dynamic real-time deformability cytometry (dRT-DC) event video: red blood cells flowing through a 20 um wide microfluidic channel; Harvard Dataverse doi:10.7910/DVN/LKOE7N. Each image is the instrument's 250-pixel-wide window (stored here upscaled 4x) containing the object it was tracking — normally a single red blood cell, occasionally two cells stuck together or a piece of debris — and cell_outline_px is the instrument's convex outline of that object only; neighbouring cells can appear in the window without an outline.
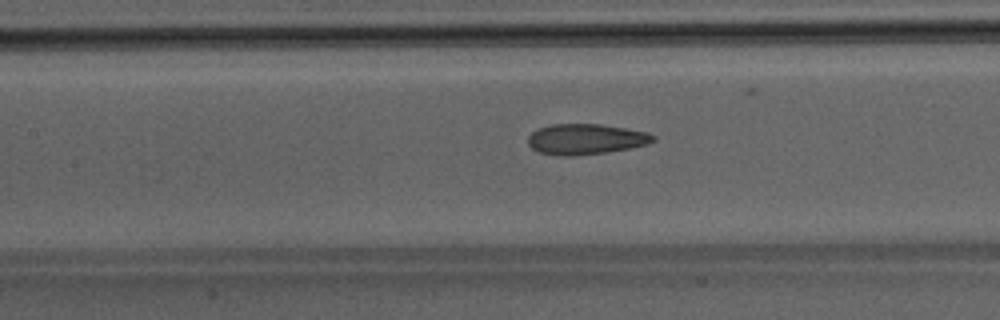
{"species": "Egyptian fruit bat (a non-hibernating species)", "species_latin": "Rousettus aegyptiacus", "temperature_condition": "room temperature", "stored_images_in_passage": 48, "camera_frame_rate_fps": 3000, "um_per_image_px": 0.085, "animal": {"sex": "male"}, "frame": {"image": 1, "passage_image": 22, "time_ms": 7.0, "image_size_px": [1000, 320], "cell_outline_px": [[656, 140], [648, 144], [628, 148], [604, 152], [572, 156], [560, 156], [540, 152], [532, 148], [528, 144], [528, 136], [536, 128], [552, 124], [600, 124], [648, 132], [656, 136]], "centroid_in_image_um": [49.77, 11.82], "position_along_channel_um": 157.6, "area_um2": 22.25}}
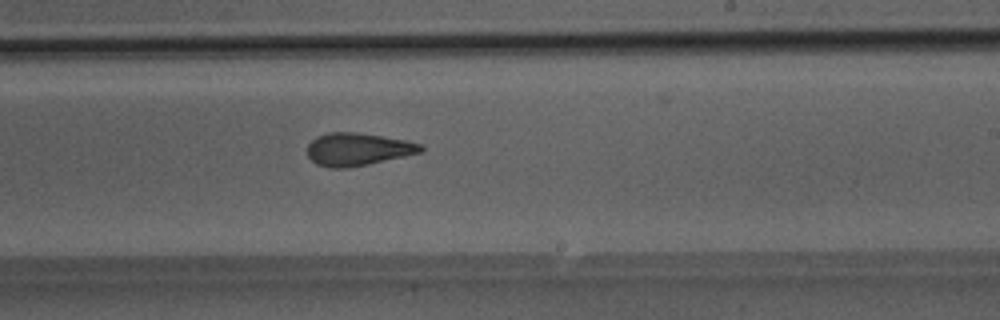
{"frame": {"image": 2, "passage_image": 29, "time_ms": 9.333, "image_size_px": [1000, 320], "cell_outline_px": [[424, 148], [420, 152], [368, 164], [348, 168], [328, 168], [316, 164], [308, 156], [308, 144], [316, 136], [328, 132], [356, 132], [404, 140], [420, 144]], "centroid_in_image_um": [30.34, 12.69], "position_along_channel_um": 258.7, "area_um2": 21.39}}
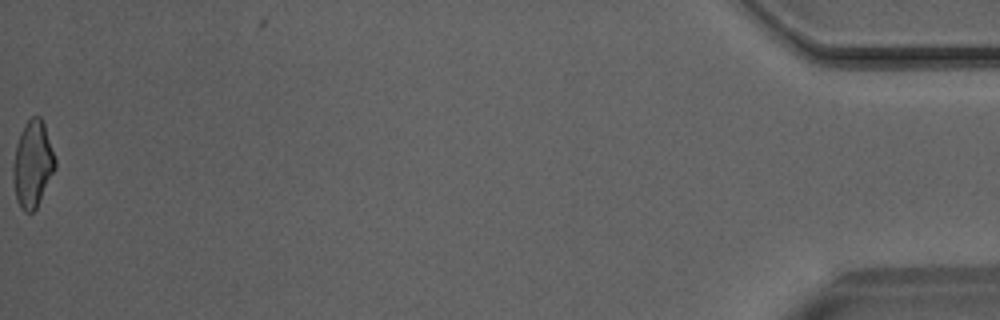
{"frame": {"image": 3, "passage_image": 48, "time_ms": 15.667, "image_size_px": [1000, 320], "cell_outline_px": [[56, 168], [36, 208], [32, 212], [24, 212], [20, 208], [16, 200], [12, 176], [12, 168], [16, 144], [20, 132], [24, 124], [32, 116], [40, 116], [44, 124], [56, 160]], "centroid_in_image_um": [2.76, 13.96], "position_along_channel_um": 432.4, "area_um2": 21.27}}